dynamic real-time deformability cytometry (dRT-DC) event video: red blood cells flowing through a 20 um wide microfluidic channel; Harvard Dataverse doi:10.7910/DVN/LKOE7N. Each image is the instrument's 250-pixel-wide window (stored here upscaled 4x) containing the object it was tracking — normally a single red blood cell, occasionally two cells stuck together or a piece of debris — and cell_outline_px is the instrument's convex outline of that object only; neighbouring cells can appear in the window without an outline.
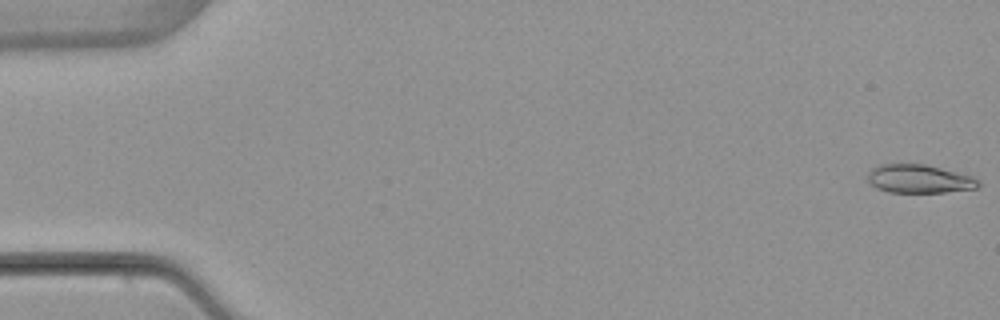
{"species": "common noctule bat (a hibernating species)", "species_latin": "Nyctalus noctula", "temperature_condition": "warm", "stored_images_in_passage": 4, "camera_frame_rate_fps": 3000, "um_per_image_px": 0.085, "animal": {"sex": "female", "body_mass_g": 22.7, "forearm_length_mm": 54.2}, "frame": {"image": 1, "passage_image": 1, "time_ms": 0.0, "image_size_px": [1000, 320], "cell_outline_px": [[980, 184], [976, 188], [944, 192], [888, 192], [876, 188], [868, 180], [868, 172], [872, 168], [880, 164], [924, 164], [972, 176], [980, 180]], "centroid_in_image_um": [78.12, 15.2], "position_along_channel_um": 6.9, "area_um2": 18.21}}